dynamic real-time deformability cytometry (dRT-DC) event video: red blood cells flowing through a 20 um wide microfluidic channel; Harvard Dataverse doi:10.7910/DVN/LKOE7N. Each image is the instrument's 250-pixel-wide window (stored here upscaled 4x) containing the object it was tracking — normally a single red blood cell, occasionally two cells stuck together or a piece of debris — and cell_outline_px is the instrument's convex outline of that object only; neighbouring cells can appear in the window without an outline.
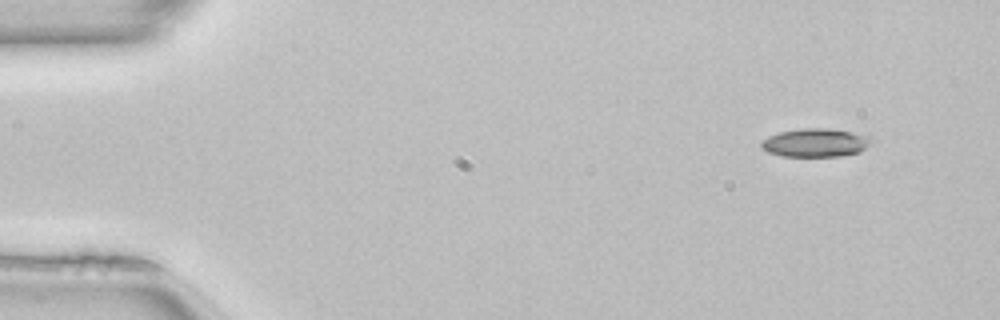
{"species": "common noctule bat (a hibernating species)", "species_latin": "Nyctalus noctula", "temperature_condition": "room temperature", "stored_images_in_passage": 47, "camera_frame_rate_fps": 3000, "um_per_image_px": 0.085, "animal": {"sex": "female", "body_mass_g": 22.7, "forearm_length_mm": 54.2}, "frame": {"image": 1, "passage_image": 1, "time_ms": 0.0, "image_size_px": [1000, 320], "cell_outline_px": [[872, 144], [860, 152], [840, 156], [780, 156], [768, 152], [760, 144], [760, 140], [768, 136], [780, 132], [800, 128], [824, 128], [872, 136]], "centroid_in_image_um": [69.32, 12.13], "position_along_channel_um": 15.7, "area_um2": 18.26}}
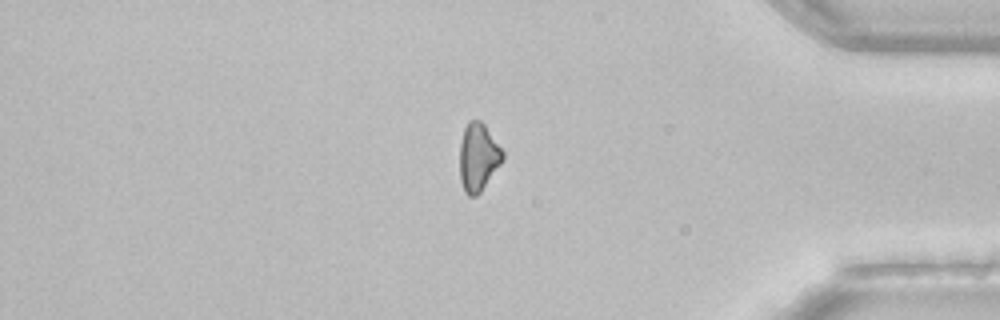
{"frame": {"image": 2, "passage_image": 39, "time_ms": 12.667, "image_size_px": [1000, 320], "cell_outline_px": [[504, 160], [480, 192], [476, 196], [468, 196], [464, 192], [460, 180], [460, 144], [464, 128], [468, 120], [480, 120], [484, 124], [504, 152]], "centroid_in_image_um": [40.64, 13.37], "position_along_channel_um": 394.6, "area_um2": 17.05}}
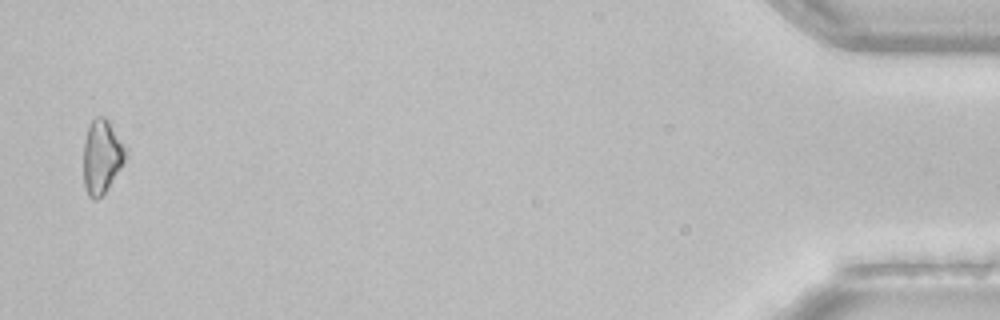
{"frame": {"image": 3, "passage_image": 46, "time_ms": 15.0, "image_size_px": [1000, 320], "cell_outline_px": [[128, 148], [124, 164], [108, 188], [96, 200], [92, 200], [88, 196], [84, 188], [84, 140], [88, 128], [92, 120], [96, 116], [104, 116], [108, 120]], "centroid_in_image_um": [8.67, 13.31], "position_along_channel_um": 426.5, "area_um2": 18.38}}